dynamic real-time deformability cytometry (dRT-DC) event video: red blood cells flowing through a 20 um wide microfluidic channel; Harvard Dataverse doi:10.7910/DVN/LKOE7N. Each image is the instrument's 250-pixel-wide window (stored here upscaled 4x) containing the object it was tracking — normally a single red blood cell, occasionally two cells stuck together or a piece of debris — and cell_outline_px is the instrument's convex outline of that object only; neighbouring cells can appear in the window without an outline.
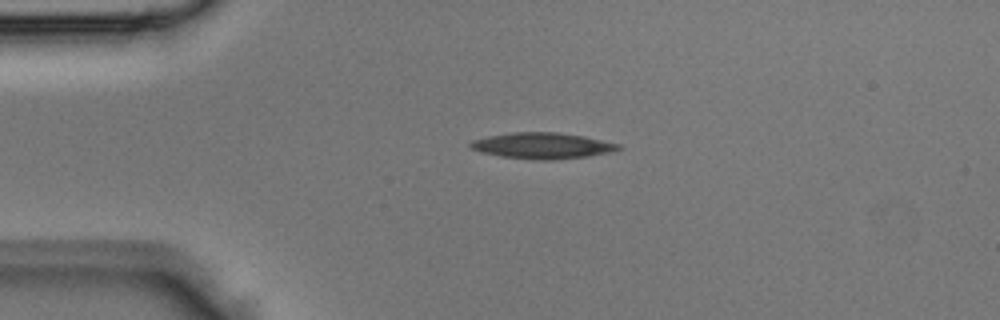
{"species": "Egyptian fruit bat (a non-hibernating species)", "species_latin": "Rousettus aegyptiacus", "temperature_condition": "room temperature", "stored_images_in_passage": 3, "camera_frame_rate_fps": 3000, "um_per_image_px": 0.085, "animal": {"sex": "male"}, "frame": {"image": 1, "passage_image": 1, "time_ms": 0.0, "image_size_px": [1000, 320], "cell_outline_px": [[624, 148], [616, 152], [588, 156], [552, 160], [540, 160], [500, 156], [480, 152], [472, 148], [468, 144], [472, 140], [488, 136], [508, 132], [556, 132], [584, 136], [620, 144]], "centroid_in_image_um": [46.15, 12.38], "position_along_channel_um": 38.9, "area_um2": 22.66}}
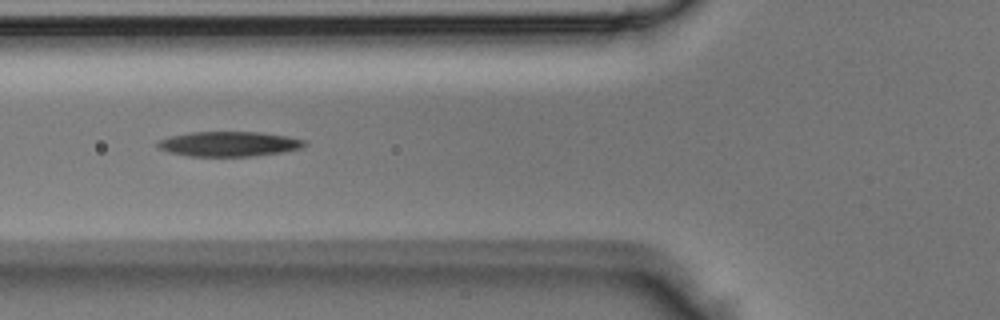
{"frame": {"image": 2, "passage_image": 3, "time_ms": 0.667, "image_size_px": [1000, 320], "cell_outline_px": [[308, 144], [300, 148], [280, 152], [248, 156], [188, 156], [168, 152], [160, 148], [156, 144], [160, 140], [172, 136], [192, 132], [260, 132], [308, 140]], "centroid_in_image_um": [19.48, 12.23], "position_along_channel_um": 106.3, "area_um2": 21.04}}